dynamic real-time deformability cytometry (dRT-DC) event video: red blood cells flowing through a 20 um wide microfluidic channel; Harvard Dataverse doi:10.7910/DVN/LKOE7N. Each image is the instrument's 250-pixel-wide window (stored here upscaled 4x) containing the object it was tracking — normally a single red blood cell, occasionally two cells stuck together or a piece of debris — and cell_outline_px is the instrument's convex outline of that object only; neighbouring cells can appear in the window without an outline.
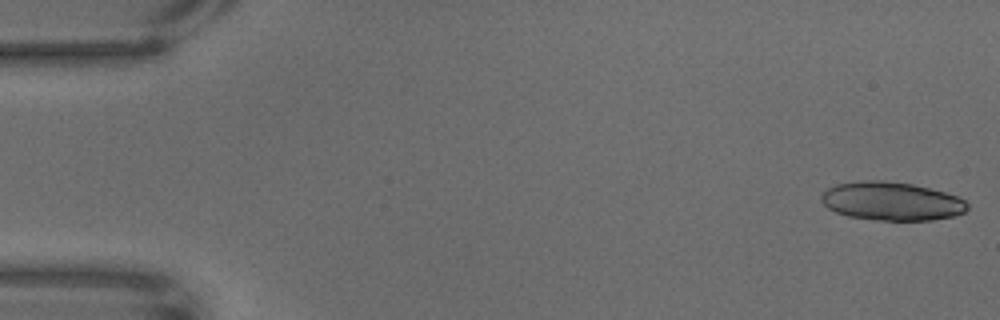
{"species": "common noctule bat (a hibernating species)", "species_latin": "Nyctalus noctula", "temperature_condition": "warm", "stored_images_in_passage": 67, "camera_frame_rate_fps": 3000, "um_per_image_px": 0.085, "animal": {"sex": "male", "body_mass_g": 18.8}, "frame": {"image": 1, "passage_image": 1, "time_ms": 0.0, "image_size_px": [1000, 320], "cell_outline_px": [[968, 208], [964, 212], [956, 216], [932, 220], [876, 220], [848, 216], [836, 212], [828, 208], [820, 200], [820, 196], [828, 188], [836, 184], [860, 180], [884, 180], [912, 184], [944, 192], [956, 196], [964, 200], [968, 204]], "centroid_in_image_um": [75.77, 17.1], "position_along_channel_um": 9.2, "area_um2": 32.83}}